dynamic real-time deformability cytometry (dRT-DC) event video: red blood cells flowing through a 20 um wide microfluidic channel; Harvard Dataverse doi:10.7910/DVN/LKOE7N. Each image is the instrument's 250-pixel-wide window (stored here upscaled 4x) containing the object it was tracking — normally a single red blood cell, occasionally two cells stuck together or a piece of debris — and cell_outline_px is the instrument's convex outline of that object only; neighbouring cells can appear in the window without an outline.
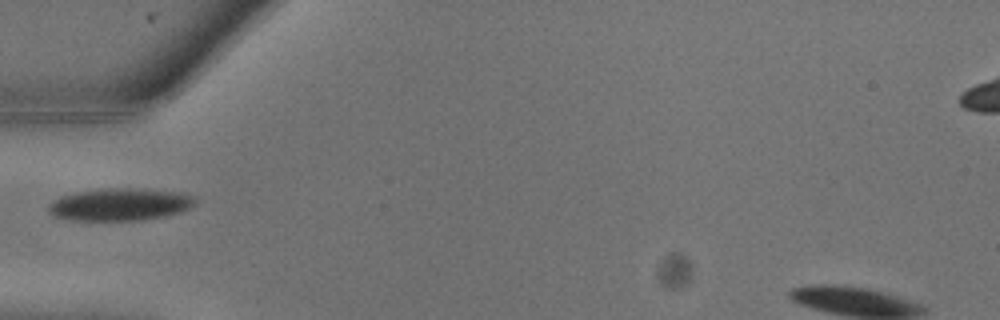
{"species": "common noctule bat (a hibernating species)", "species_latin": "Nyctalus noctula", "temperature_condition": "warm", "stored_images_in_passage": 17, "camera_frame_rate_fps": 3000, "um_per_image_px": 0.085, "animal": {"sex": "male", "body_mass_g": 13.3}, "frame": {"image": 1, "passage_image": 1, "time_ms": 0.0, "image_size_px": [1000, 320], "cell_outline_px": [[196, 200], [188, 208], [180, 212], [164, 216], [144, 220], [72, 220], [52, 216], [48, 212], [48, 208], [52, 200], [60, 196], [76, 192], [112, 188], [136, 188], [180, 192], [196, 196]], "centroid_in_image_um": [10.18, 17.38], "position_along_channel_um": 74.8, "area_um2": 27.69}}
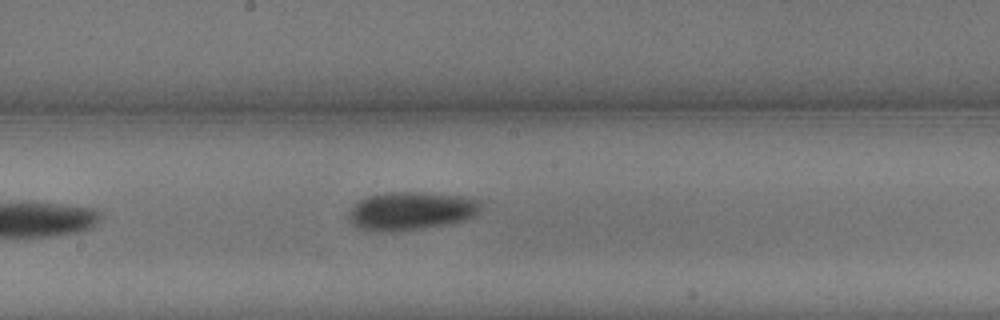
{"frame": {"image": 2, "passage_image": 6, "time_ms": 1.667, "image_size_px": [1000, 320], "cell_outline_px": [[480, 208], [476, 216], [468, 220], [448, 224], [424, 228], [396, 232], [372, 232], [356, 228], [352, 224], [348, 216], [348, 208], [352, 204], [368, 196], [392, 192], [424, 192], [460, 196], [480, 200]], "centroid_in_image_um": [34.89, 17.95], "position_along_channel_um": 213.3, "area_um2": 30.06}}
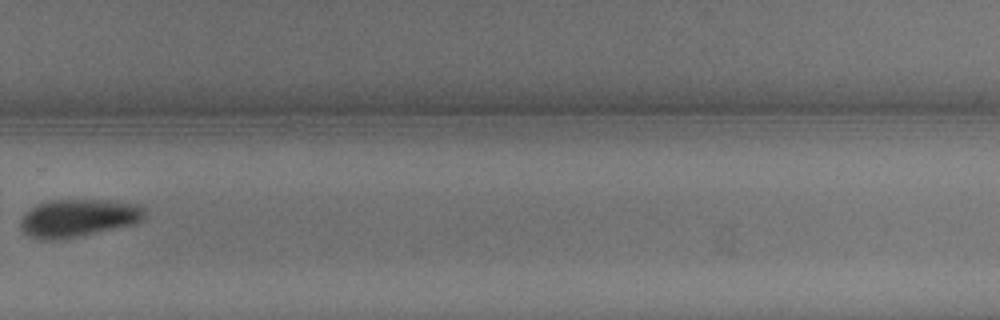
{"frame": {"image": 3, "passage_image": 10, "time_ms": 3.0, "image_size_px": [1000, 320], "cell_outline_px": [[144, 220], [136, 224], [116, 228], [52, 240], [44, 240], [28, 236], [20, 228], [20, 220], [32, 208], [40, 204], [52, 200], [112, 200], [140, 204], [144, 208]], "centroid_in_image_um": [6.7, 18.52], "position_along_channel_um": 323.1, "area_um2": 26.99}}